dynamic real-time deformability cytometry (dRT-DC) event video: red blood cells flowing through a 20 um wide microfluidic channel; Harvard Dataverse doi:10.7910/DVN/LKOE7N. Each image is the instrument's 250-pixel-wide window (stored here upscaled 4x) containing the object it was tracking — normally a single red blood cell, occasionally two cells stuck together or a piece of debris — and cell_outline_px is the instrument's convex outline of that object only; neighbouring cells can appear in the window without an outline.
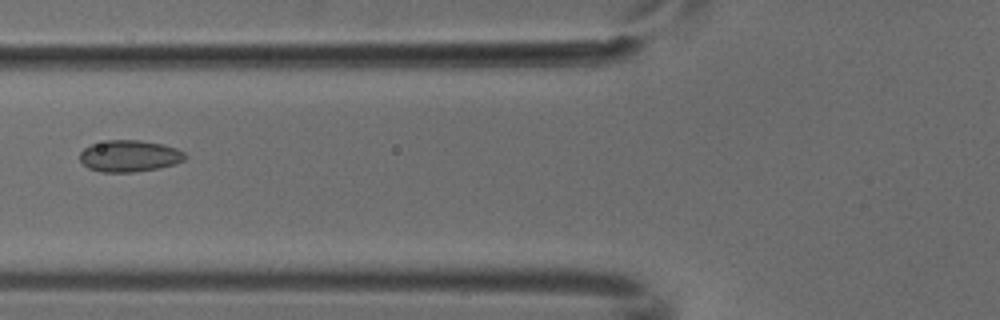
{"species": "common noctule bat (a hibernating species)", "species_latin": "Nyctalus noctula", "temperature_condition": "cold", "stored_images_in_passage": 3, "camera_frame_rate_fps": 3000, "um_per_image_px": 0.085, "animal": {"sex": "male", "body_mass_g": 18.8}, "frame": {"image": 1, "passage_image": 3, "time_ms": 0.667, "image_size_px": [1000, 320], "cell_outline_px": [[188, 156], [184, 160], [176, 164], [160, 168], [136, 172], [100, 172], [88, 168], [80, 160], [80, 152], [84, 148], [92, 144], [108, 140], [140, 140], [164, 144], [176, 148], [184, 152]], "centroid_in_image_um": [11.03, 13.26], "position_along_channel_um": 114.8, "area_um2": 19.59}}